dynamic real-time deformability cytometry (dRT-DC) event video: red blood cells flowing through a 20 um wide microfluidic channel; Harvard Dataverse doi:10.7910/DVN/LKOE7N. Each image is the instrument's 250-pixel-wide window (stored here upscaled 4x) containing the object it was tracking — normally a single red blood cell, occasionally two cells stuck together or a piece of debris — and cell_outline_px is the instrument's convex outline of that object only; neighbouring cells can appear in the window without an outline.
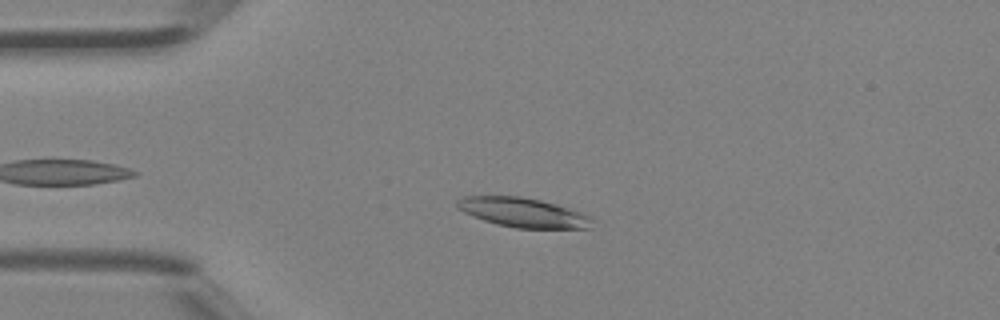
{"species": "Egyptian fruit bat (a non-hibernating species)", "species_latin": "Rousettus aegyptiacus", "temperature_condition": "room temperature", "stored_images_in_passage": 34, "camera_frame_rate_fps": 3000, "um_per_image_px": 0.085, "animal": {"sex": "female"}, "frame": {"image": 1, "passage_image": 7, "time_ms": 2.0, "image_size_px": [1000, 320], "cell_outline_px": [[592, 216], [588, 228], [516, 228], [496, 224], [472, 216], [456, 208], [456, 200], [464, 196], [520, 196], [540, 200], [556, 204]], "centroid_in_image_um": [44.4, 18.05], "position_along_channel_um": 40.6, "area_um2": 23.0}}
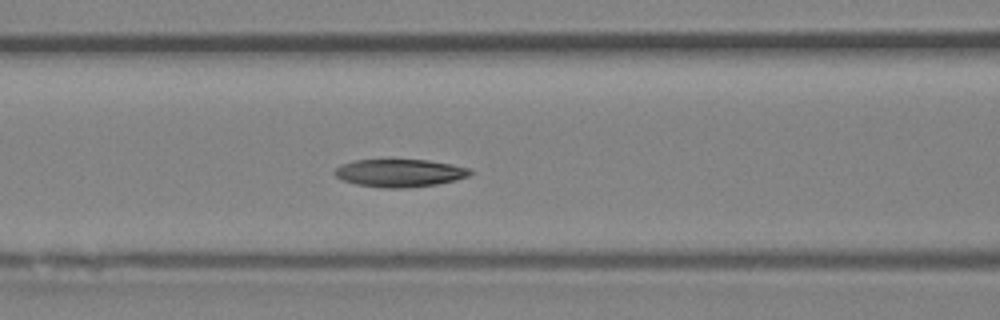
{"frame": {"image": 2, "passage_image": 15, "time_ms": 4.667, "image_size_px": [1000, 320], "cell_outline_px": [[472, 172], [468, 176], [456, 180], [436, 184], [408, 188], [380, 188], [356, 184], [344, 180], [336, 176], [332, 172], [340, 164], [352, 160], [428, 160], [452, 164], [472, 168]], "centroid_in_image_um": [33.97, 14.7], "position_along_channel_um": 132.6, "area_um2": 22.08}}
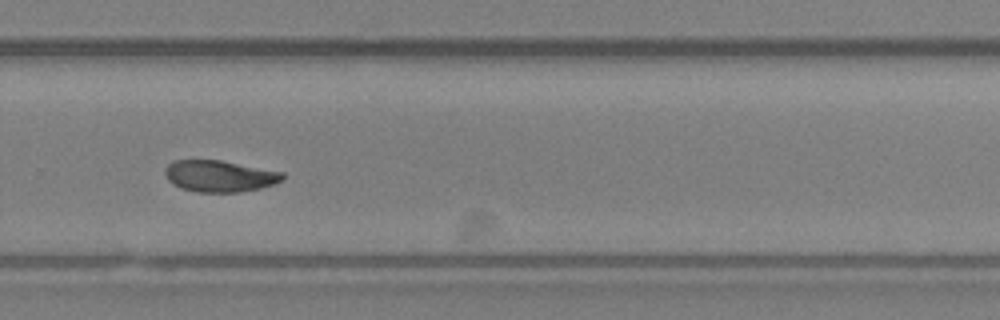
{"frame": {"image": 3, "passage_image": 27, "time_ms": 8.667, "image_size_px": [1000, 320], "cell_outline_px": [[284, 176], [280, 180], [272, 184], [260, 188], [240, 192], [196, 192], [180, 188], [172, 184], [168, 180], [164, 172], [168, 164], [176, 160], [220, 160], [284, 172]], "centroid_in_image_um": [18.63, 14.97], "position_along_channel_um": 311.2, "area_um2": 21.5}, "authors_computed_cell_mechanics": {"area_um2": 21.7039, "velocity_mm_per_s": 4.4647, "shape_relaxation_time_tau1_ms": 5.0447, "shape_relaxation_time_tau2_ms": 3.0405, "deformation_change_tau1": 0.1749, "deformation_change_tau2": 0.0842}}